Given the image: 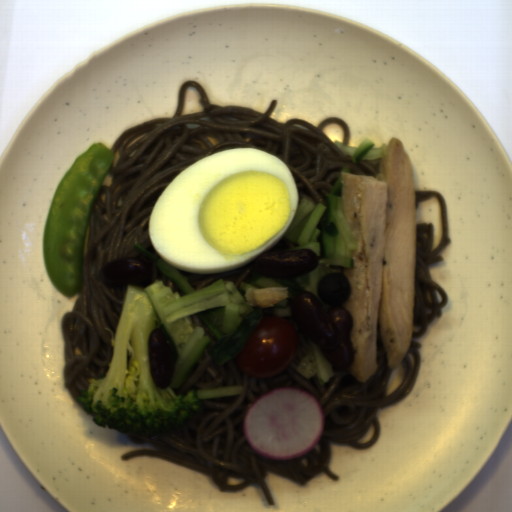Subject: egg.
Returning a JSON list of instances; mask_svg holds the SVG:
<instances>
[{
	"instance_id": "obj_1",
	"label": "egg",
	"mask_w": 512,
	"mask_h": 512,
	"mask_svg": "<svg viewBox=\"0 0 512 512\" xmlns=\"http://www.w3.org/2000/svg\"><path fill=\"white\" fill-rule=\"evenodd\" d=\"M299 188L286 163L257 148L212 153L175 176L149 217L150 242L182 271L223 274L248 265L295 221Z\"/></svg>"
}]
</instances>
